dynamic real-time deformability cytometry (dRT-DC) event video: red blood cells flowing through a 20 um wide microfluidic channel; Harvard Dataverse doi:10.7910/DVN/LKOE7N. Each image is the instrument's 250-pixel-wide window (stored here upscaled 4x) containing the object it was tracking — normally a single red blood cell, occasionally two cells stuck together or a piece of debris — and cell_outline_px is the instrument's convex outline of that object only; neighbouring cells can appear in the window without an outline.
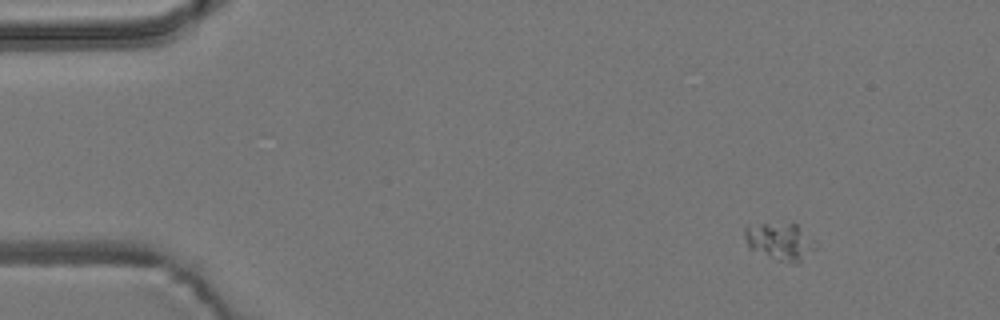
{"species": "common noctule bat (a hibernating species)", "species_latin": "Nyctalus noctula", "temperature_condition": "room temperature", "stored_images_in_passage": 4, "camera_frame_rate_fps": 3000, "um_per_image_px": 0.085, "animal": {"sex": "male", "body_mass_g": 19.2, "forearm_length_mm": 51.8}, "frame": {"image": 1, "passage_image": 1, "time_ms": 0.0, "image_size_px": [1000, 320], "cell_outline_px": [[816, 248], [796, 264], [792, 264], [780, 260], [748, 248], [744, 236], [744, 228], [764, 224], [796, 224], [812, 240]], "centroid_in_image_um": [66.27, 20.54], "position_along_channel_um": 18.7, "area_um2": 14.74}}
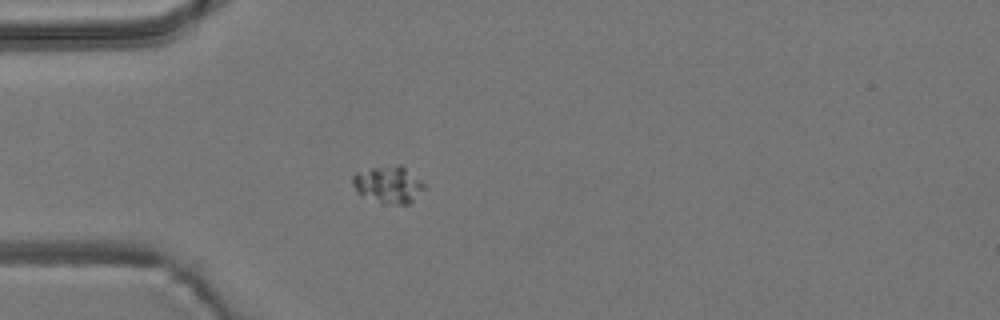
{"frame": {"image": 2, "passage_image": 4, "time_ms": 1.0, "image_size_px": [1000, 320], "cell_outline_px": [[424, 188], [412, 204], [396, 204], [360, 196], [356, 192], [352, 184], [352, 176], [356, 172], [372, 168], [400, 164], [420, 180], [424, 184]], "centroid_in_image_um": [32.99, 15.69], "position_along_channel_um": 52.0, "area_um2": 15.26}}